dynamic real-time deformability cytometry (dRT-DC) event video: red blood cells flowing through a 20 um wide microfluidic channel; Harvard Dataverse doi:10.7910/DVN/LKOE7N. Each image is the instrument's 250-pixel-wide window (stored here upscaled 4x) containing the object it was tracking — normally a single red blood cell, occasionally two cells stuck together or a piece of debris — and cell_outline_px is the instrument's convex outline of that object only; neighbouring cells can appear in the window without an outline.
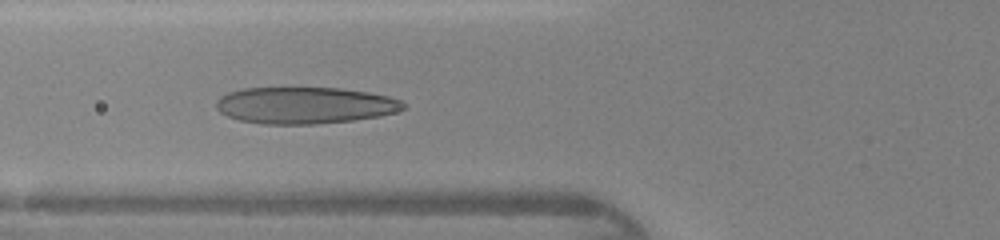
{"species": "human", "species_latin": "Homo sapiens", "temperature_condition": "warm", "stored_images_in_passage": 46, "camera_frame_rate_fps": 3000, "um_per_image_px": 0.085, "donor": {"sex": "female"}, "frame": {"image": 1, "passage_image": 18, "time_ms": 5.667, "image_size_px": [1000, 240], "cell_outline_px": [[404, 108], [380, 116], [352, 120], [312, 124], [264, 124], [240, 120], [228, 116], [220, 112], [216, 108], [216, 100], [220, 96], [228, 92], [244, 88], [340, 88], [368, 92], [388, 96], [400, 100], [404, 104]], "centroid_in_image_um": [25.86, 8.95], "position_along_channel_um": 99.9, "area_um2": 39.77}}
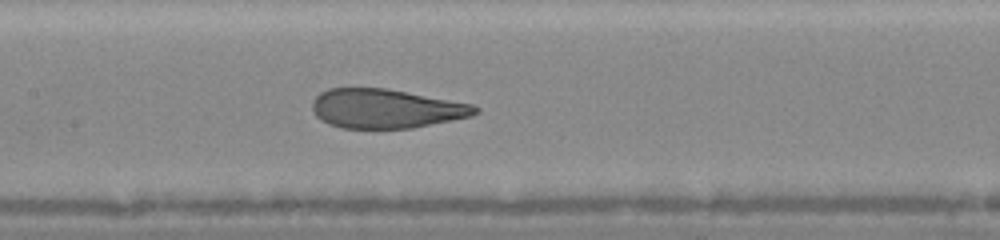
{"frame": {"image": 2, "passage_image": 23, "time_ms": 7.333, "image_size_px": [1000, 240], "cell_outline_px": [[480, 112], [472, 116], [412, 128], [340, 128], [328, 124], [320, 120], [316, 116], [312, 108], [312, 100], [320, 92], [328, 88], [384, 88], [472, 104], [480, 108]], "centroid_in_image_um": [32.77, 9.24], "position_along_channel_um": 174.6, "area_um2": 37.17}}
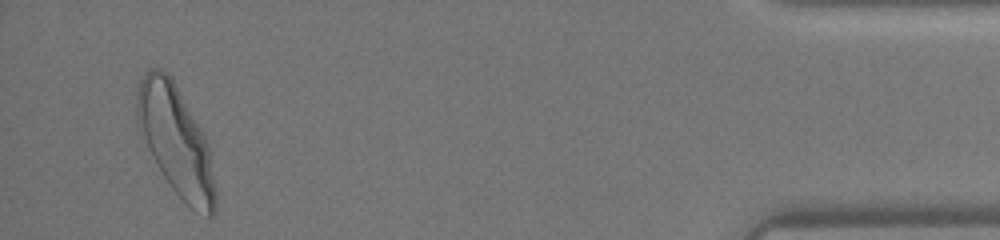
{"frame": {"image": 3, "passage_image": 44, "time_ms": 14.333, "image_size_px": [1000, 240], "cell_outline_px": [[216, 212], [212, 216], [208, 216], [196, 212], [172, 188], [156, 164], [148, 148], [136, 120], [136, 92], [140, 80], [152, 68], [156, 68], [168, 72], [200, 128], [208, 144], [216, 188]], "centroid_in_image_um": [14.95, 11.98], "position_along_channel_um": 420.2, "area_um2": 49.13}}